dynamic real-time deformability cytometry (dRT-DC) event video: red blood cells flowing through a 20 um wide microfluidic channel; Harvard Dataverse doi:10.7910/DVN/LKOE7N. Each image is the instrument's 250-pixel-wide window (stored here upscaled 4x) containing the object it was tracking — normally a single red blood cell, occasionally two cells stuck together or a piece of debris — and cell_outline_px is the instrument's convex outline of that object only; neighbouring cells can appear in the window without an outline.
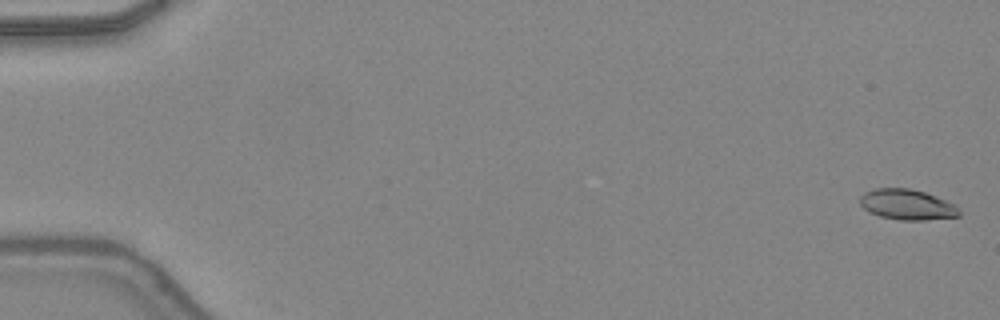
{"species": "common noctule bat (a hibernating species)", "species_latin": "Nyctalus noctula", "temperature_condition": "warm", "stored_images_in_passage": 49, "camera_frame_rate_fps": 3000, "um_per_image_px": 0.085, "animal": {"sex": "female", "body_mass_g": 24.6, "forearm_length_mm": 56.2}, "frame": {"image": 1, "passage_image": 2, "time_ms": 0.333, "image_size_px": [1000, 320], "cell_outline_px": [[960, 216], [924, 220], [900, 220], [880, 216], [868, 212], [860, 204], [860, 196], [864, 192], [876, 188], [908, 188], [924, 192], [936, 196], [956, 204], [960, 212]], "centroid_in_image_um": [77.1, 17.39], "position_along_channel_um": 7.9, "area_um2": 17.69}}
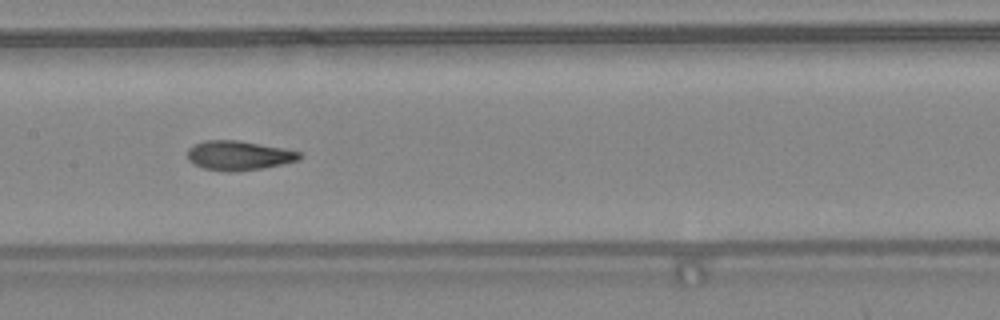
{"frame": {"image": 2, "passage_image": 26, "time_ms": 8.333, "image_size_px": [1000, 320], "cell_outline_px": [[300, 156], [296, 160], [280, 164], [260, 168], [228, 172], [204, 168], [188, 160], [188, 148], [204, 140], [240, 140], [284, 148], [300, 152]], "centroid_in_image_um": [20.26, 13.2], "position_along_channel_um": 187.1, "area_um2": 18.84}}
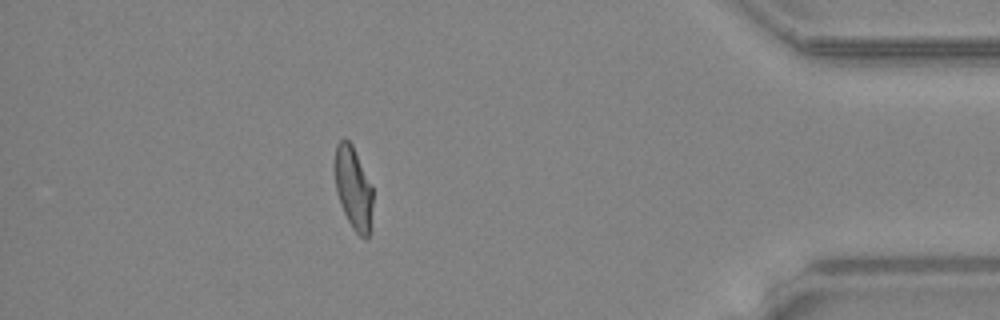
{"frame": {"image": 3, "passage_image": 44, "time_ms": 14.333, "image_size_px": [1000, 320], "cell_outline_px": [[372, 204], [368, 236], [360, 236], [352, 228], [340, 204], [336, 192], [336, 144], [344, 136], [352, 144], [372, 184]], "centroid_in_image_um": [30.04, 15.94], "position_along_channel_um": 405.2, "area_um2": 17.98}, "authors_computed_cell_mechanics": {"area_um2": 18.8428, "velocity_mm_per_s": 4.3603, "shape_relaxation_time_tau1_ms": 5.0871, "shape_relaxation_time_tau2_ms": 1.0087, "deformation_change_tau1": 0.215, "deformation_change_tau2": 0.0818}}